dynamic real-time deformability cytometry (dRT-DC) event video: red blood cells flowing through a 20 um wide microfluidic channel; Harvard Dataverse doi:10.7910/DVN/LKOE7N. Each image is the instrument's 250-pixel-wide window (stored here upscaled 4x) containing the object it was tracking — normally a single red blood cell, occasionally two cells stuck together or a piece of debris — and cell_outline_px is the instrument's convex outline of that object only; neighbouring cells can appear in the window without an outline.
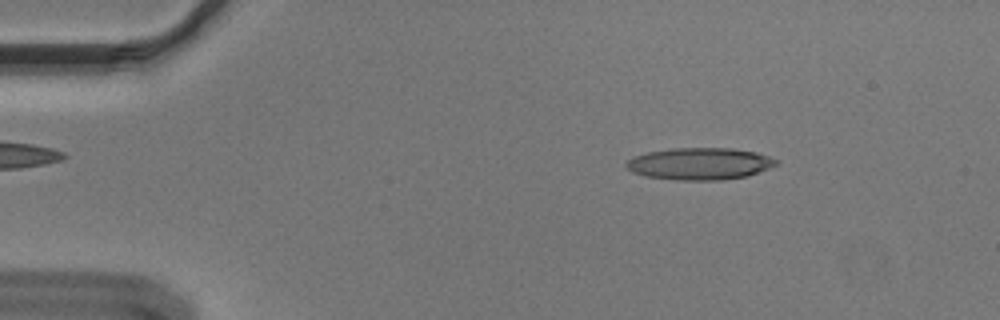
{"species": "Egyptian fruit bat (a non-hibernating species)", "species_latin": "Rousettus aegyptiacus", "temperature_condition": "cold", "stored_images_in_passage": 48, "camera_frame_rate_fps": 3000, "um_per_image_px": 0.085, "animal": {"sex": "male"}, "frame": {"image": 1, "passage_image": 2, "time_ms": 0.333, "image_size_px": [1000, 320], "cell_outline_px": [[780, 164], [748, 176], [724, 180], [676, 180], [644, 176], [632, 172], [624, 168], [624, 164], [632, 156], [648, 152], [672, 148], [732, 148], [756, 152], [780, 160]], "centroid_in_image_um": [59.48, 13.92], "position_along_channel_um": 25.5, "area_um2": 28.38}}
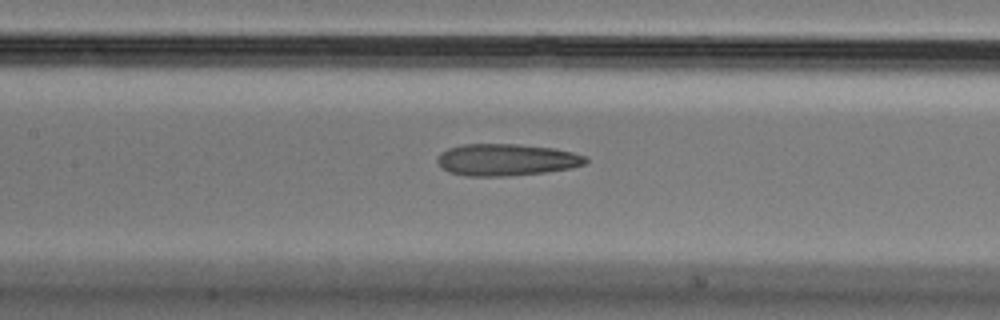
{"frame": {"image": 2, "passage_image": 19, "time_ms": 6.0, "image_size_px": [1000, 320], "cell_outline_px": [[588, 160], [584, 164], [572, 168], [544, 172], [504, 176], [464, 176], [448, 172], [440, 168], [436, 160], [436, 156], [440, 152], [448, 148], [464, 144], [516, 144], [556, 148], [572, 152], [584, 156]], "centroid_in_image_um": [42.98, 13.58], "position_along_channel_um": 164.4, "area_um2": 27.74}}
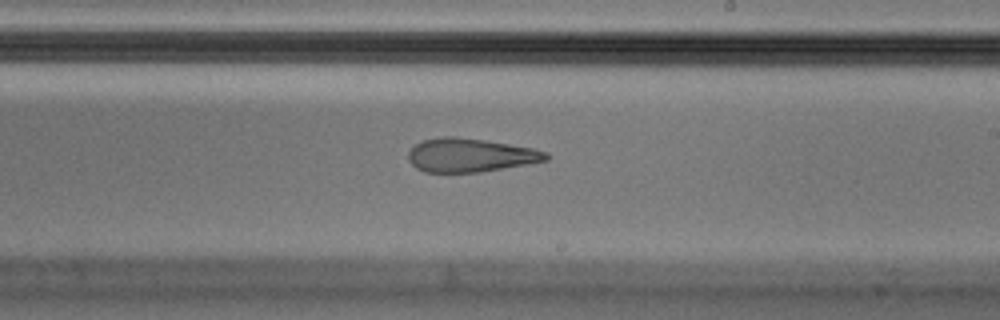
{"frame": {"image": 3, "passage_image": 26, "time_ms": 8.333, "image_size_px": [1000, 320], "cell_outline_px": [[552, 156], [548, 160], [528, 164], [480, 172], [424, 172], [416, 168], [408, 160], [408, 152], [416, 144], [424, 140], [444, 136], [456, 136], [484, 140], [532, 148], [548, 152]], "centroid_in_image_um": [39.99, 13.19], "position_along_channel_um": 249.0, "area_um2": 26.99}, "authors_computed_cell_mechanics": {"area_um2": 28.2353, "velocity_mm_per_s": 3.6322, "shape_relaxation_time_tau1_ms": null, "shape_relaxation_time_tau2_ms": 4.0283, "deformation_change_tau1": null, "deformation_change_tau2": 0.1421}}